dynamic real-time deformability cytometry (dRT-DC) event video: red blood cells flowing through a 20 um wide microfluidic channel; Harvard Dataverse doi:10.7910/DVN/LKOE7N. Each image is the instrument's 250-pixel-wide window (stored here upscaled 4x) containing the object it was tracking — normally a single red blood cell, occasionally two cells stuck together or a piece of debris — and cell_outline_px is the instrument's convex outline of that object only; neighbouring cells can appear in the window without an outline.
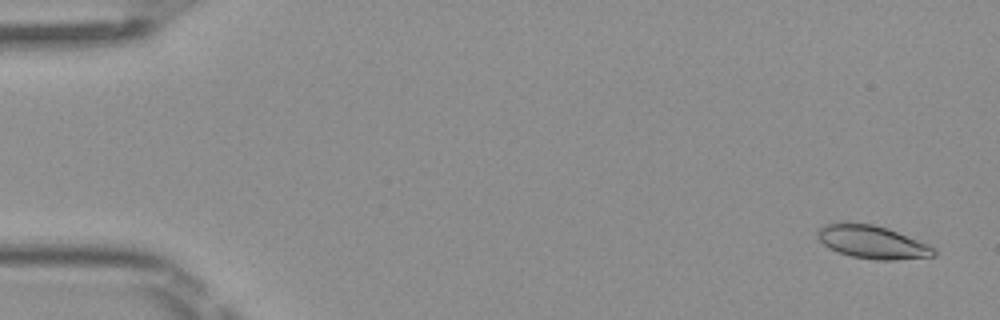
{"species": "Egyptian fruit bat (a non-hibernating species)", "species_latin": "Rousettus aegyptiacus", "temperature_condition": "room temperature", "stored_images_in_passage": 50, "camera_frame_rate_fps": 3000, "um_per_image_px": 0.085, "frame": {"image": 1, "passage_image": 2, "time_ms": 0.333, "image_size_px": [1000, 320], "cell_outline_px": [[936, 256], [896, 260], [876, 260], [852, 256], [836, 252], [828, 248], [816, 236], [816, 232], [824, 224], [840, 220], [872, 224], [888, 228], [928, 244], [936, 248]], "centroid_in_image_um": [74.11, 20.55], "position_along_channel_um": 10.9, "area_um2": 22.95}}
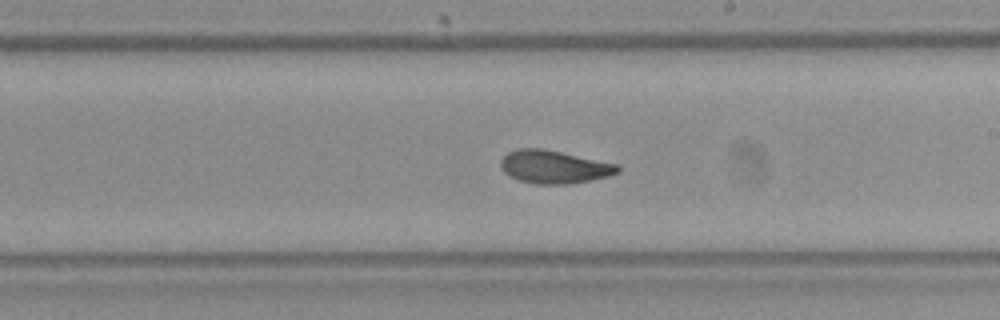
{"frame": {"image": 2, "passage_image": 29, "time_ms": 9.333, "image_size_px": [1000, 320], "cell_outline_px": [[620, 172], [608, 176], [568, 184], [536, 184], [520, 180], [508, 176], [504, 172], [500, 164], [500, 160], [508, 152], [520, 148], [544, 148], [620, 164]], "centroid_in_image_um": [47.11, 14.17], "position_along_channel_um": 241.9, "area_um2": 22.66}}
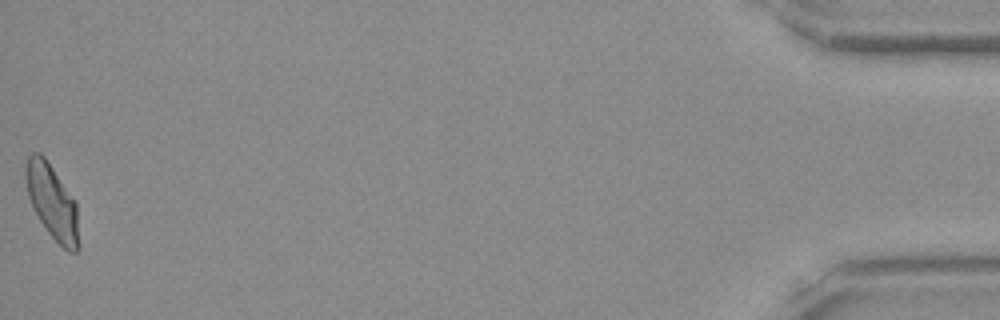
{"frame": {"image": 3, "passage_image": 50, "time_ms": 16.333, "image_size_px": [1000, 320], "cell_outline_px": [[80, 248], [76, 252], [68, 252], [48, 232], [40, 220], [28, 196], [24, 176], [24, 168], [28, 156], [32, 152], [40, 152], [44, 156], [76, 200], [80, 244]], "centroid_in_image_um": [4.45, 17.14], "position_along_channel_um": 430.7, "area_um2": 23.29}, "authors_computed_cell_mechanics": {"area_um2": 22.3686, "velocity_mm_per_s": 4.0784, "shape_relaxation_time_tau1_ms": 5.6382, "shape_relaxation_time_tau2_ms": 1.5544, "deformation_change_tau1": 0.1605, "deformation_change_tau2": 0.0688}}